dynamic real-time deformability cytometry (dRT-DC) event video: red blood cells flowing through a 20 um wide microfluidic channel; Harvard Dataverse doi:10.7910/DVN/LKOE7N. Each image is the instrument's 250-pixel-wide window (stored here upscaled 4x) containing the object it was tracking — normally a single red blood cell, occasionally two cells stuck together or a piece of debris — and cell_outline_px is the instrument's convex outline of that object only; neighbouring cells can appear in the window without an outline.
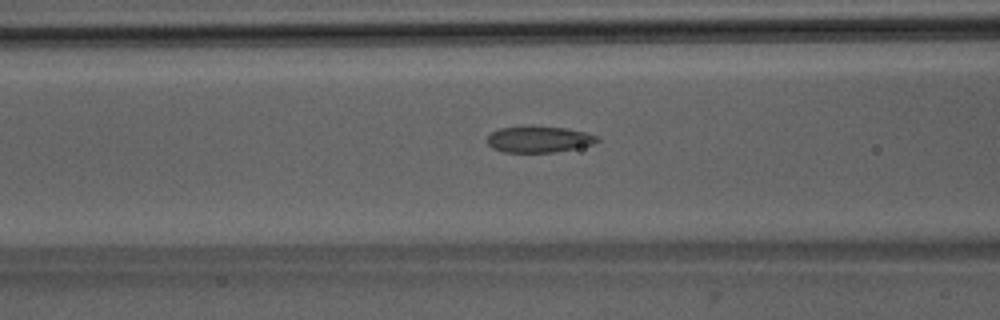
{"species": "Egyptian fruit bat (a non-hibernating species)", "species_latin": "Rousettus aegyptiacus", "temperature_condition": "room temperature", "stored_images_in_passage": 31, "camera_frame_rate_fps": 3000, "um_per_image_px": 0.085, "animal": {"sex": "male"}, "frame": {"image": 1, "passage_image": 10, "time_ms": 3.0, "image_size_px": [1000, 320], "cell_outline_px": [[600, 140], [592, 144], [552, 152], [504, 152], [492, 148], [488, 144], [488, 136], [492, 132], [500, 128], [524, 124], [532, 124], [568, 128], [584, 132], [596, 136]], "centroid_in_image_um": [45.75, 11.8], "position_along_channel_um": 120.9, "area_um2": 17.11}}